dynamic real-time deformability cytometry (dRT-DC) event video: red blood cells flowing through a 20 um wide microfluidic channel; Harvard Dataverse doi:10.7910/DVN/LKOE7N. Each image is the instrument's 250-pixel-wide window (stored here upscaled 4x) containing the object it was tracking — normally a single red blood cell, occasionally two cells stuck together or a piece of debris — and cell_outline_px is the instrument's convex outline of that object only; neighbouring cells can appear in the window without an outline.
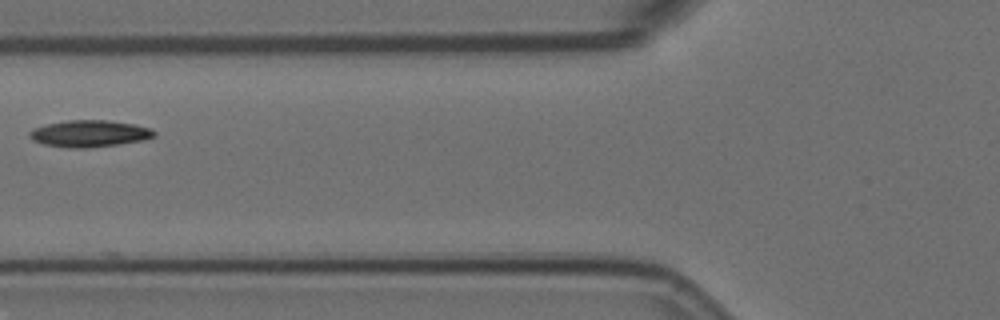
{"species": "Egyptian fruit bat (a non-hibernating species)", "species_latin": "Rousettus aegyptiacus", "temperature_condition": "room temperature", "stored_images_in_passage": 4, "camera_frame_rate_fps": 3000, "um_per_image_px": 0.085, "animal": {"sex": "female"}, "frame": {"image": 1, "passage_image": 4, "time_ms": 1.0, "image_size_px": [1000, 320], "cell_outline_px": [[156, 136], [144, 140], [120, 144], [88, 148], [68, 148], [44, 144], [32, 140], [28, 136], [28, 132], [32, 128], [44, 124], [68, 120], [108, 120], [136, 124], [152, 128], [156, 132]], "centroid_in_image_um": [7.61, 11.35], "position_along_channel_um": 118.2, "area_um2": 19.83}}